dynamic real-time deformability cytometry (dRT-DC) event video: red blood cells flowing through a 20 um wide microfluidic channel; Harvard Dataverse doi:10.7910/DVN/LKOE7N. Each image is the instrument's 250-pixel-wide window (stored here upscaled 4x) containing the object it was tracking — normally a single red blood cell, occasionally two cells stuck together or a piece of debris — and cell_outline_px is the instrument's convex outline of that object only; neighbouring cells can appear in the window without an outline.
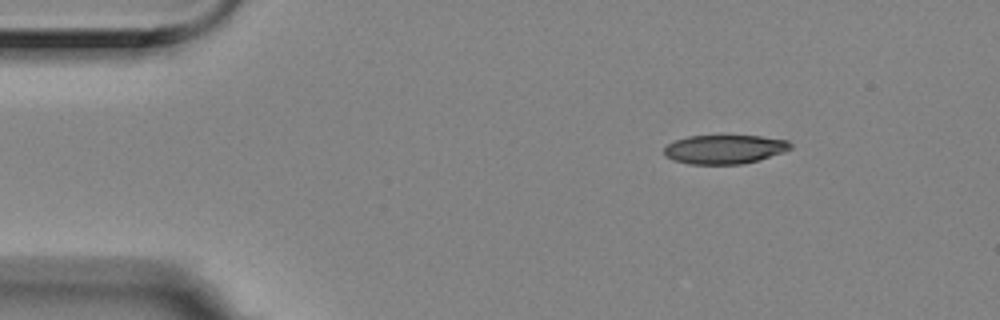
{"species": "Egyptian fruit bat (a non-hibernating species)", "species_latin": "Rousettus aegyptiacus", "temperature_condition": "room temperature", "stored_images_in_passage": 3, "camera_frame_rate_fps": 3000, "um_per_image_px": 0.085, "animal": {"sex": "female"}, "frame": {"image": 1, "passage_image": 1, "time_ms": 0.0, "image_size_px": [1000, 320], "cell_outline_px": [[792, 148], [784, 152], [760, 160], [744, 164], [688, 164], [672, 160], [664, 156], [664, 148], [668, 144], [676, 140], [688, 136], [760, 136], [788, 140], [792, 144]], "centroid_in_image_um": [61.6, 12.7], "position_along_channel_um": 23.4, "area_um2": 21.5}}